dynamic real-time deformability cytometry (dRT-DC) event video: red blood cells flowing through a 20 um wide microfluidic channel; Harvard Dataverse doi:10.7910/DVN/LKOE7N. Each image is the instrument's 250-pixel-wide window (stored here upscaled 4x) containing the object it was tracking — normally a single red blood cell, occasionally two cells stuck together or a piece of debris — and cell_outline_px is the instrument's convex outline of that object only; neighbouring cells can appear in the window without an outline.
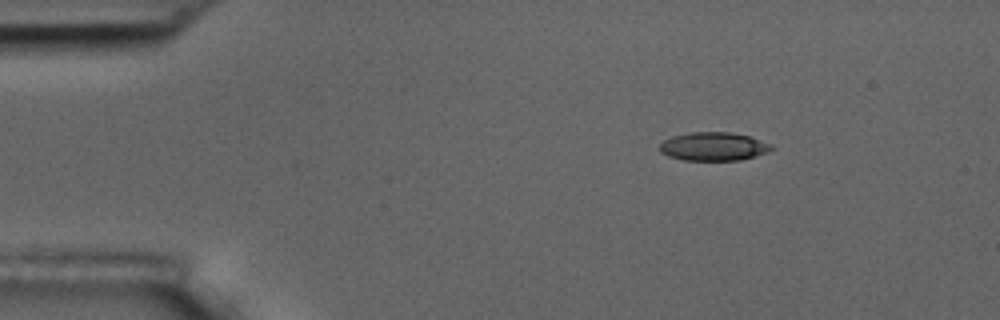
{"species": "common noctule bat (a hibernating species)", "species_latin": "Nyctalus noctula", "temperature_condition": "room temperature", "stored_images_in_passage": 4, "camera_frame_rate_fps": 3000, "um_per_image_px": 0.085, "animal": {"sex": "male", "body_mass_g": 17.5, "forearm_length_mm": 52.3}, "frame": {"image": 1, "passage_image": 1, "time_ms": 0.0, "image_size_px": [1000, 320], "cell_outline_px": [[776, 148], [768, 152], [740, 160], [684, 160], [668, 156], [660, 152], [660, 144], [664, 140], [672, 136], [688, 132], [728, 132], [748, 136], [772, 144]], "centroid_in_image_um": [60.65, 12.45], "position_along_channel_um": 24.3, "area_um2": 18.55}}
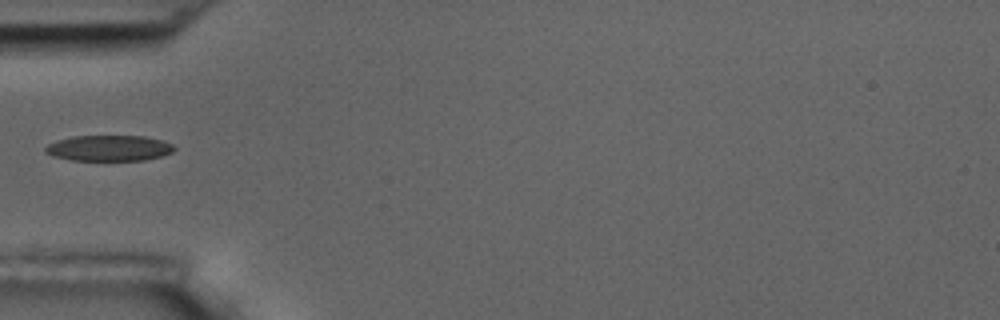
{"frame": {"image": 2, "passage_image": 4, "time_ms": 3.333, "image_size_px": [1000, 320], "cell_outline_px": [[176, 148], [172, 152], [160, 156], [144, 160], [72, 160], [52, 156], [44, 152], [44, 148], [48, 144], [56, 140], [72, 136], [144, 136], [160, 140], [172, 144]], "centroid_in_image_um": [9.22, 12.59], "position_along_channel_um": 75.8, "area_um2": 19.31}}